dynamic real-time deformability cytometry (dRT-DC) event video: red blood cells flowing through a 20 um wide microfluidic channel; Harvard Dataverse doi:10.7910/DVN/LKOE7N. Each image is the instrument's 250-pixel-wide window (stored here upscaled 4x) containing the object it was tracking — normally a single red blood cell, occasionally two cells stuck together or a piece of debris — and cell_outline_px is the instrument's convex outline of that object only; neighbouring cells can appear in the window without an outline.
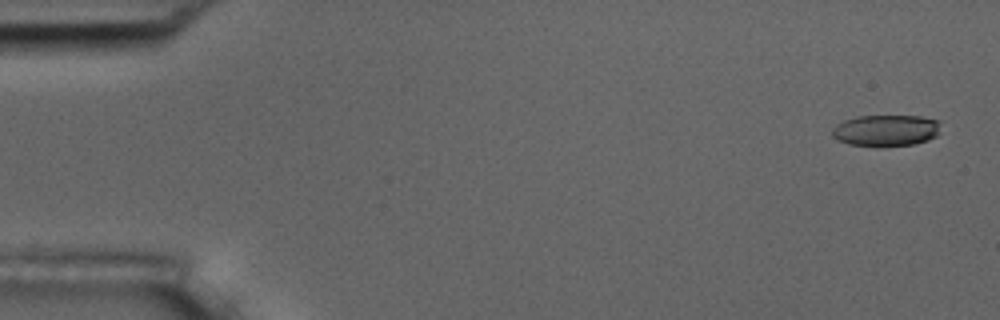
{"species": "common noctule bat (a hibernating species)", "species_latin": "Nyctalus noctula", "temperature_condition": "room temperature", "stored_images_in_passage": 5, "camera_frame_rate_fps": 3000, "um_per_image_px": 0.085, "animal": {"sex": "male", "body_mass_g": 17.5, "forearm_length_mm": 52.3}, "frame": {"image": 1, "passage_image": 1, "time_ms": 0.0, "image_size_px": [1000, 320], "cell_outline_px": [[940, 132], [936, 136], [928, 140], [916, 144], [848, 144], [836, 140], [832, 136], [832, 128], [836, 124], [844, 120], [856, 116], [920, 116], [940, 120]], "centroid_in_image_um": [75.32, 11.05], "position_along_channel_um": 9.7, "area_um2": 19.59}}
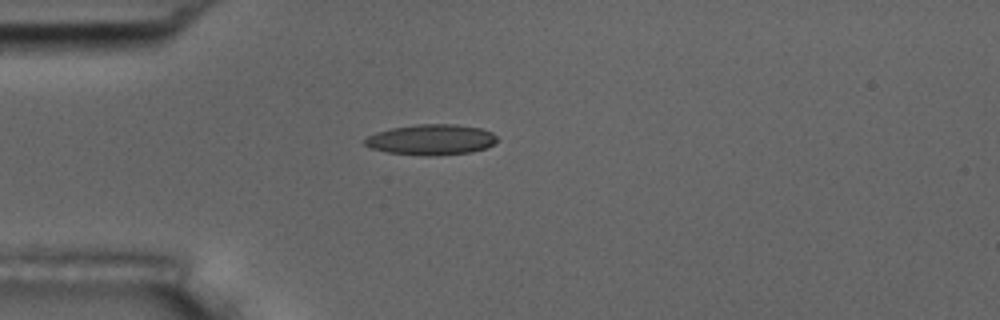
{"frame": {"image": 2, "passage_image": 5, "time_ms": 4.333, "image_size_px": [1000, 320], "cell_outline_px": [[500, 140], [496, 144], [472, 152], [428, 156], [388, 152], [372, 148], [364, 144], [364, 140], [368, 136], [376, 132], [392, 128], [416, 124], [456, 124], [480, 128], [492, 132]], "centroid_in_image_um": [36.7, 11.86], "position_along_channel_um": 48.3, "area_um2": 23.58}}